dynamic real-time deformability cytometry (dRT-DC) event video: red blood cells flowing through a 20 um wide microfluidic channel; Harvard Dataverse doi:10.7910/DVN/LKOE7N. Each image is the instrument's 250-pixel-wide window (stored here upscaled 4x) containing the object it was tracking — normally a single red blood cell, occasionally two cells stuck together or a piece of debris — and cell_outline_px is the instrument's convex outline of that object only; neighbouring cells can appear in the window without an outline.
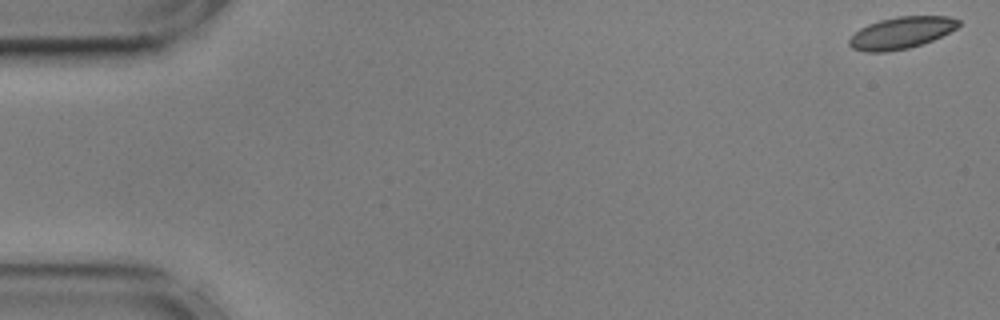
{"species": "common noctule bat (a hibernating species)", "species_latin": "Nyctalus noctula", "temperature_condition": "cold", "stored_images_in_passage": 5, "camera_frame_rate_fps": 3000, "um_per_image_px": 0.085, "animal": {"sex": "male", "body_mass_g": 17.9, "forearm_length_mm": 54.2}, "frame": {"image": 1, "passage_image": 1, "time_ms": 0.0, "image_size_px": [1000, 320], "cell_outline_px": [[960, 24], [956, 28], [932, 40], [908, 48], [888, 52], [864, 52], [852, 48], [848, 44], [848, 40], [860, 28], [868, 24], [880, 20], [896, 16], [948, 16], [960, 20]], "centroid_in_image_um": [76.58, 2.79], "position_along_channel_um": 8.4, "area_um2": 20.17}}